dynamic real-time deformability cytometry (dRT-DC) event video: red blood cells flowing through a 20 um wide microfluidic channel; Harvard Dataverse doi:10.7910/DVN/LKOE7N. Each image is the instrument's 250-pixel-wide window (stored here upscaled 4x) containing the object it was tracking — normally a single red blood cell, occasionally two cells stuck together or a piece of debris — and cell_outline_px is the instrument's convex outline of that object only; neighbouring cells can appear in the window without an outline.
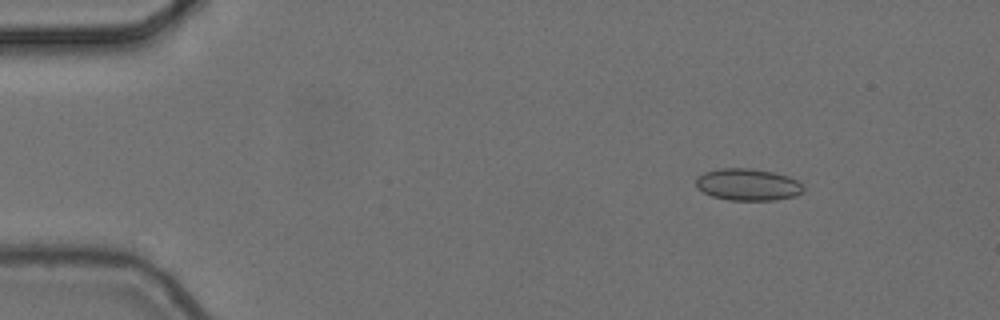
{"species": "common noctule bat (a hibernating species)", "species_latin": "Nyctalus noctula", "temperature_condition": "cold", "stored_images_in_passage": 4, "camera_frame_rate_fps": 3000, "um_per_image_px": 0.085, "animal": {"sex": "female", "body_mass_g": 24.6, "forearm_length_mm": 56.2}, "frame": {"image": 1, "passage_image": 2, "time_ms": 0.333, "image_size_px": [1000, 320], "cell_outline_px": [[804, 192], [796, 196], [776, 200], [728, 200], [712, 196], [696, 188], [696, 176], [704, 172], [720, 168], [748, 168], [772, 172], [788, 176], [796, 180], [804, 188]], "centroid_in_image_um": [63.55, 15.69], "position_along_channel_um": 21.5, "area_um2": 20.06}}